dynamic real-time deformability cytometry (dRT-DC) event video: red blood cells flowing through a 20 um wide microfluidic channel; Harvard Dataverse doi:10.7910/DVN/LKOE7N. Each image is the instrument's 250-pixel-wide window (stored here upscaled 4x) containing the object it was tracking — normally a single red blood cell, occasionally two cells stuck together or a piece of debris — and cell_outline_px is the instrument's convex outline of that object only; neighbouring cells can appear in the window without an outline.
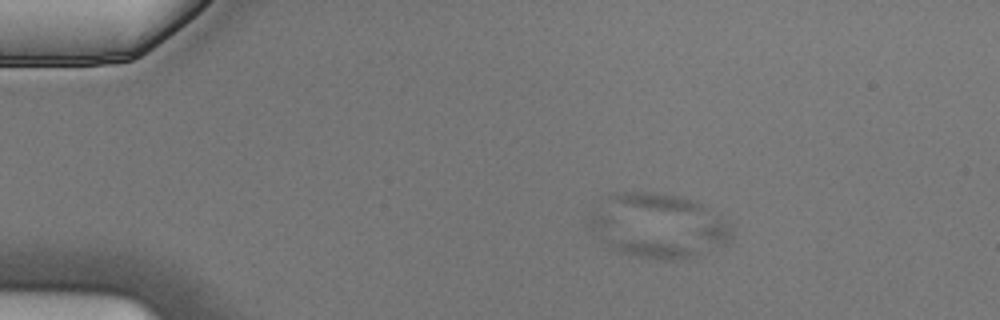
{"species": "Egyptian fruit bat (a non-hibernating species)", "species_latin": "Rousettus aegyptiacus", "temperature_condition": "cold", "stored_images_in_passage": 4, "camera_frame_rate_fps": 3000, "um_per_image_px": 0.085, "animal": {"sex": "male"}, "frame": {"image": 1, "passage_image": 3, "time_ms": 0.667, "image_size_px": [1000, 320], "cell_outline_px": [[732, 240], [724, 244], [696, 256], [676, 260], [664, 260], [636, 256], [616, 252], [588, 228], [584, 224], [584, 220], [588, 216], [720, 216], [732, 224]], "centroid_in_image_um": [56.23, 19.96], "position_along_channel_um": 28.8, "area_um2": 36.99}}